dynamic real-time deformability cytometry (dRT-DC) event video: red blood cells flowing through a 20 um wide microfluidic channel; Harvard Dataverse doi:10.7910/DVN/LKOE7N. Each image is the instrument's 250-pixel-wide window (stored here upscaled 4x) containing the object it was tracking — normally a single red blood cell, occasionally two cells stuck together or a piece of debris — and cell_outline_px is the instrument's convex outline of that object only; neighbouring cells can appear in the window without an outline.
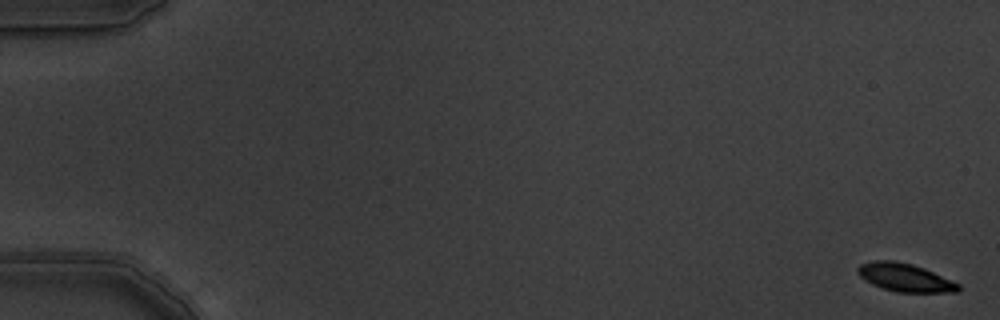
{"species": "common noctule bat (a hibernating species)", "species_latin": "Nyctalus noctula", "temperature_condition": "warm", "stored_images_in_passage": 7, "camera_frame_rate_fps": 3000, "um_per_image_px": 0.085, "animal": {"sex": "male", "body_mass_g": 19.5, "forearm_length_mm": 54.6}, "frame": {"image": 1, "passage_image": 1, "time_ms": 0.0, "image_size_px": [1000, 320], "cell_outline_px": [[960, 292], [896, 292], [872, 284], [864, 280], [856, 272], [856, 268], [860, 264], [872, 260], [896, 260], [912, 264], [924, 268], [960, 284]], "centroid_in_image_um": [76.9, 23.58], "position_along_channel_um": 8.1, "area_um2": 16.59}}
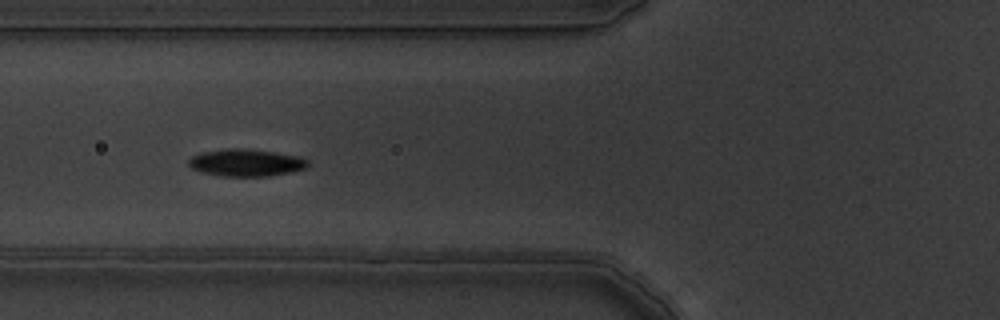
{"frame": {"image": 2, "passage_image": 6, "time_ms": 1.667, "image_size_px": [1000, 320], "cell_outline_px": [[308, 164], [304, 168], [292, 172], [268, 176], [220, 176], [204, 172], [192, 168], [188, 164], [188, 160], [192, 156], [200, 152], [224, 148], [244, 148], [276, 152], [300, 156], [308, 160]], "centroid_in_image_um": [20.91, 13.81], "position_along_channel_um": 104.9, "area_um2": 19.02}}